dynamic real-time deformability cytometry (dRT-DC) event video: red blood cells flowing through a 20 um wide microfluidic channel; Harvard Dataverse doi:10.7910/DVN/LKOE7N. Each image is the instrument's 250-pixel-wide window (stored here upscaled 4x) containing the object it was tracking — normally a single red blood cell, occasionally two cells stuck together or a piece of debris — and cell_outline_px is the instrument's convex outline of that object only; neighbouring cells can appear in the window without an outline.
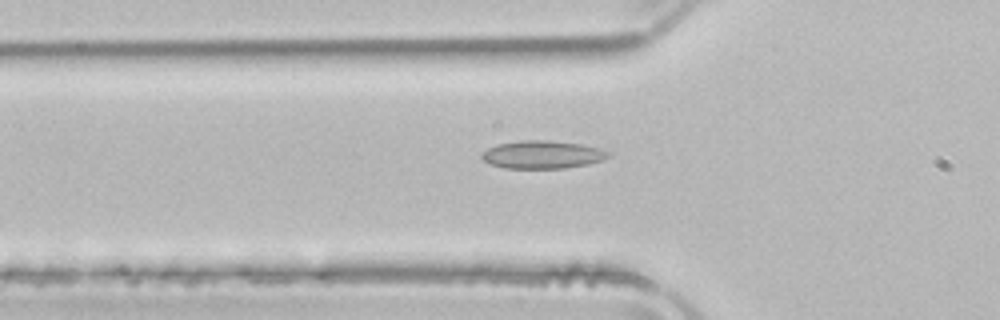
{"species": "common noctule bat (a hibernating species)", "species_latin": "Nyctalus noctula", "temperature_condition": "room temperature", "stored_images_in_passage": 36, "camera_frame_rate_fps": 3000, "um_per_image_px": 0.085, "animal": {"sex": "male", "body_mass_g": 21.5, "forearm_length_mm": 52.0}, "frame": {"image": 1, "passage_image": 2, "time_ms": 0.333, "image_size_px": [1000, 320], "cell_outline_px": [[608, 156], [600, 160], [588, 164], [564, 168], [504, 168], [488, 164], [480, 156], [480, 152], [496, 144], [524, 140], [548, 140], [580, 144], [600, 148], [608, 152]], "centroid_in_image_um": [46.02, 13.14], "position_along_channel_um": 79.8, "area_um2": 20.52}}
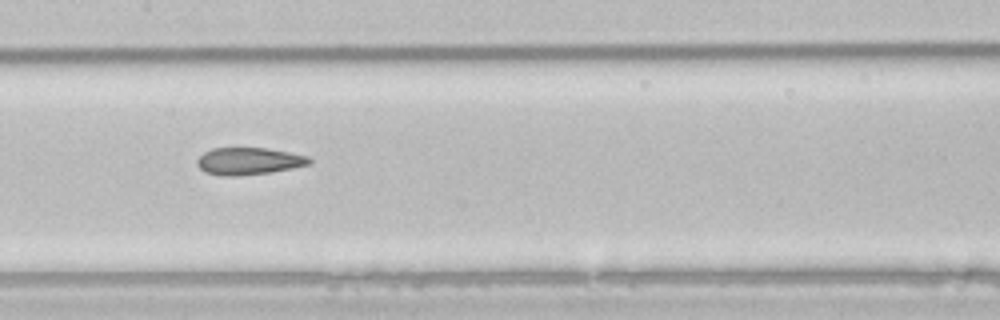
{"frame": {"image": 2, "passage_image": 10, "time_ms": 3.0, "image_size_px": [1000, 320], "cell_outline_px": [[312, 164], [272, 172], [240, 176], [220, 176], [204, 172], [196, 164], [196, 160], [204, 152], [212, 148], [268, 148], [308, 156], [312, 160]], "centroid_in_image_um": [21.14, 13.7], "position_along_channel_um": 186.3, "area_um2": 17.98}}
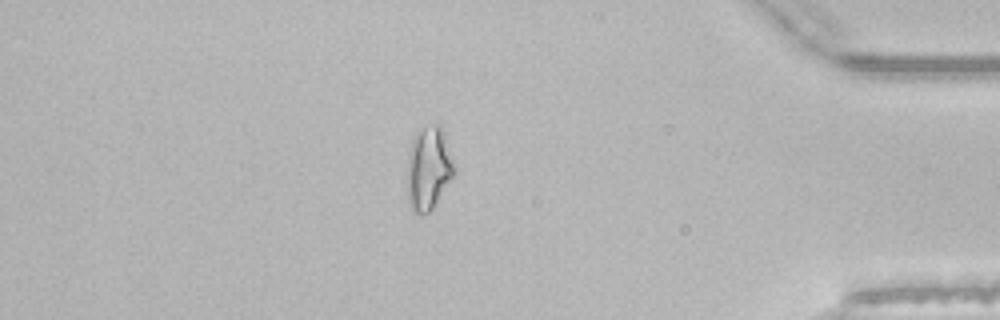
{"frame": {"image": 3, "passage_image": 29, "time_ms": 9.333, "image_size_px": [1000, 320], "cell_outline_px": [[456, 172], [432, 208], [428, 212], [420, 216], [412, 212], [408, 204], [408, 152], [412, 140], [416, 132], [432, 124], [440, 124], [444, 132], [456, 168]], "centroid_in_image_um": [36.43, 14.32], "position_along_channel_um": 398.8, "area_um2": 22.95}, "authors_computed_cell_mechanics": {"area_um2": 18.6405, "velocity_mm_per_s": 3.9575, "shape_relaxation_time_tau1_ms": null, "shape_relaxation_time_tau2_ms": 2.7346, "deformation_change_tau1": null, "deformation_change_tau2": 0.1089}}